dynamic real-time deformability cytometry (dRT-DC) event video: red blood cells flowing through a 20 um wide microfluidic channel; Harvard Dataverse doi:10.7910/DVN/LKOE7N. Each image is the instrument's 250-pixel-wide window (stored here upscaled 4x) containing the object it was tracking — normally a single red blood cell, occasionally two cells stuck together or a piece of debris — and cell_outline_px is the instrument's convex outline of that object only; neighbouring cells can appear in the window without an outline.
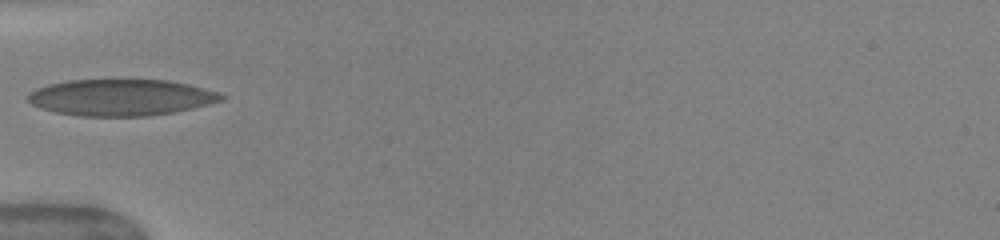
{"species": "human", "species_latin": "Homo sapiens", "temperature_condition": "warm", "stored_images_in_passage": 24, "camera_frame_rate_fps": 3000, "um_per_image_px": 0.085, "donor": {"sex": "female"}, "frame": {"image": 1, "passage_image": 1, "time_ms": 0.0, "image_size_px": [1000, 240], "cell_outline_px": [[224, 100], [192, 108], [172, 112], [148, 116], [76, 116], [56, 112], [40, 108], [32, 104], [28, 100], [28, 96], [36, 88], [48, 84], [68, 80], [168, 80], [188, 84], [216, 92], [224, 96]], "centroid_in_image_um": [10.25, 8.28], "position_along_channel_um": 74.7, "area_um2": 40.81}}
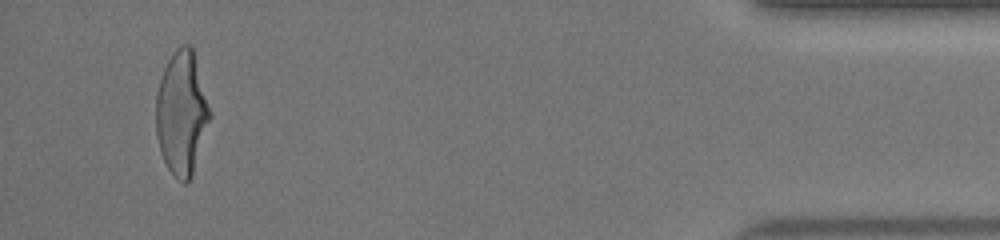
{"frame": {"image": 2, "passage_image": 24, "time_ms": 10.0, "image_size_px": [1000, 240], "cell_outline_px": [[212, 112], [192, 172], [188, 180], [184, 184], [176, 180], [172, 176], [160, 152], [156, 136], [156, 96], [160, 80], [164, 68], [172, 52], [180, 44], [188, 44], [192, 48]], "centroid_in_image_um": [15.42, 9.59], "position_along_channel_um": 419.8, "area_um2": 38.55}, "authors_computed_cell_mechanics": {"area_um2": 39.1595, "velocity_mm_per_s": 4.0658, "shape_relaxation_time_tau1_ms": 4.1645, "shape_relaxation_time_tau2_ms": null, "deformation_change_tau1": 0.1935, "deformation_change_tau2": null}}